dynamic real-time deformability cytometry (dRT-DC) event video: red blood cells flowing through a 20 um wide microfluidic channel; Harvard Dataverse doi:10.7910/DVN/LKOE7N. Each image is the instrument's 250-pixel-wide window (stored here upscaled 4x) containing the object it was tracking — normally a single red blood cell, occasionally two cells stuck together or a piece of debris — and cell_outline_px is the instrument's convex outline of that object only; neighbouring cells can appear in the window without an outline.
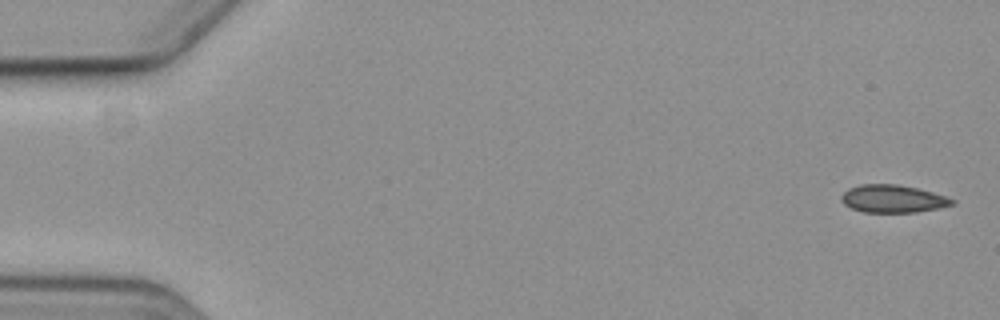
{"species": "common noctule bat (a hibernating species)", "species_latin": "Nyctalus noctula", "temperature_condition": "cold", "stored_images_in_passage": 9, "camera_frame_rate_fps": 3000, "um_per_image_px": 0.085, "animal": {"sex": "female", "body_mass_g": 19.3, "forearm_length_mm": 54.1}, "frame": {"image": 1, "passage_image": 1, "time_ms": 0.0, "image_size_px": [1000, 320], "cell_outline_px": [[956, 204], [940, 208], [916, 212], [864, 212], [852, 208], [844, 204], [840, 200], [840, 196], [848, 188], [860, 184], [896, 184], [916, 188], [932, 192], [956, 200]], "centroid_in_image_um": [75.89, 16.89], "position_along_channel_um": 9.1, "area_um2": 17.92}}
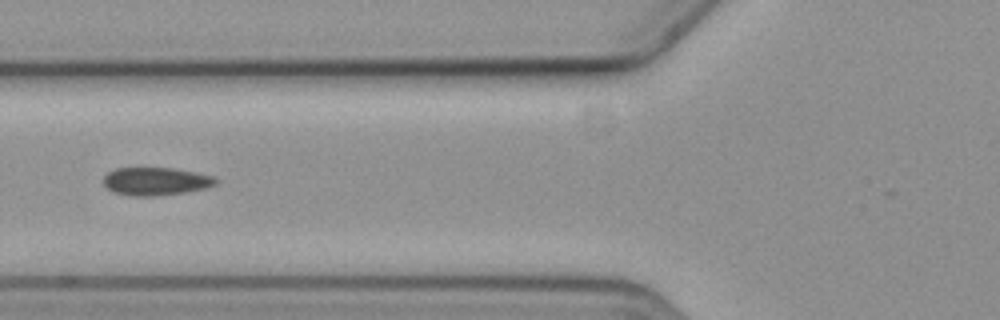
{"frame": {"image": 2, "passage_image": 7, "time_ms": 7.0, "image_size_px": [1000, 320], "cell_outline_px": [[220, 180], [216, 184], [208, 188], [184, 192], [152, 196], [132, 196], [112, 192], [104, 184], [104, 176], [108, 172], [116, 168], [172, 168], [196, 172], [212, 176]], "centroid_in_image_um": [13.26, 15.41], "position_along_channel_um": 112.5, "area_um2": 18.32}}
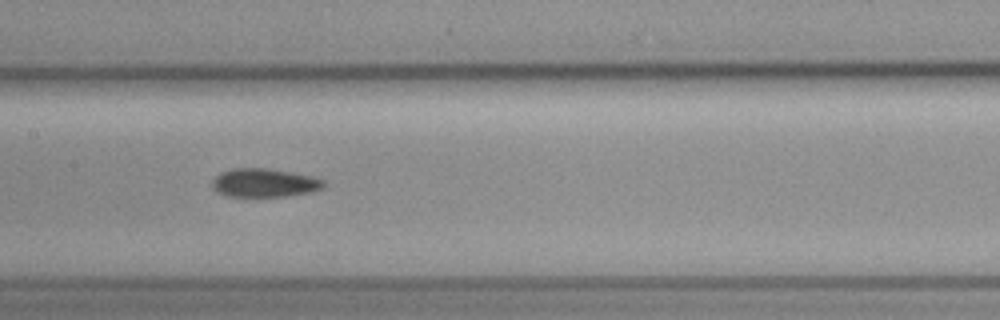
{"frame": {"image": 3, "passage_image": 9, "time_ms": 9.0, "image_size_px": [1000, 320], "cell_outline_px": [[324, 188], [312, 192], [288, 196], [228, 196], [216, 192], [212, 188], [212, 180], [220, 172], [232, 168], [268, 168], [292, 172], [312, 176], [324, 180]], "centroid_in_image_um": [22.47, 15.53], "position_along_channel_um": 184.9, "area_um2": 18.73}}